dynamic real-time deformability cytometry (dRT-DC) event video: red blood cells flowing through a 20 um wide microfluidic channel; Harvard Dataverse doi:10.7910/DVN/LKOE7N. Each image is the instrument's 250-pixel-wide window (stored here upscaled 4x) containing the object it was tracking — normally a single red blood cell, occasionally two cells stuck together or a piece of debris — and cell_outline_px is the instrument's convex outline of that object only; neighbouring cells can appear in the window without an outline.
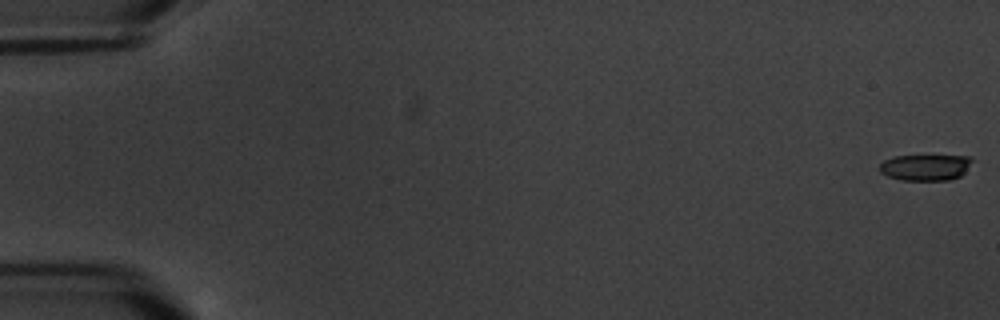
{"species": "common noctule bat (a hibernating species)", "species_latin": "Nyctalus noctula", "temperature_condition": "warm", "stored_images_in_passage": 18, "segment_of_instrument_passage": [1, 2], "camera_frame_rate_fps": 3000, "um_per_image_px": 0.085, "animal": {"sex": "male", "body_mass_g": 20.1, "forearm_length_mm": 53.5}, "frame": {"image": 1, "passage_image": 1, "time_ms": 0.0, "image_size_px": [1000, 320], "cell_outline_px": [[976, 160], [960, 176], [948, 180], [900, 180], [888, 176], [880, 172], [880, 164], [884, 160], [892, 156], [968, 156]], "centroid_in_image_um": [78.68, 14.22], "position_along_channel_um": 6.3, "area_um2": 14.16}}
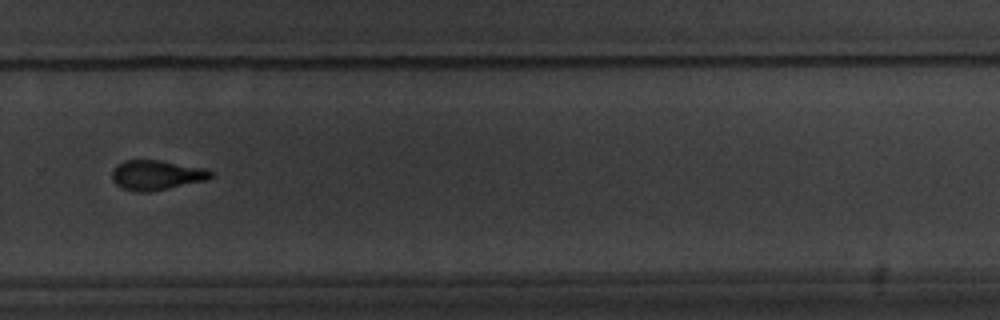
{"frame": {"image": 2, "passage_image": 13, "time_ms": 14.0, "image_size_px": [1000, 320], "cell_outline_px": [[212, 176], [208, 180], [148, 192], [136, 192], [120, 188], [112, 180], [112, 168], [116, 164], [124, 160], [160, 160], [204, 168], [212, 172]], "centroid_in_image_um": [13.25, 14.88], "position_along_channel_um": 316.5, "area_um2": 17.28}}
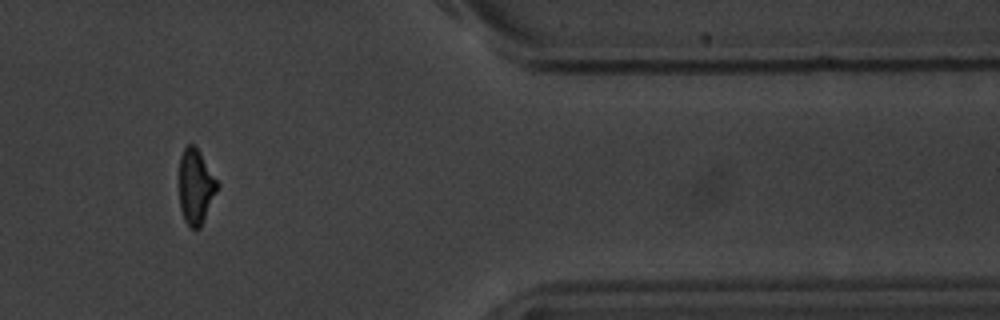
{"frame": {"image": 3, "passage_image": 15, "time_ms": 17.0, "image_size_px": [1000, 320], "cell_outline_px": [[220, 184], [200, 228], [192, 228], [184, 220], [180, 208], [180, 156], [184, 148], [188, 144], [196, 144]], "centroid_in_image_um": [16.65, 15.81], "position_along_channel_um": 394.7, "area_um2": 16.7}}